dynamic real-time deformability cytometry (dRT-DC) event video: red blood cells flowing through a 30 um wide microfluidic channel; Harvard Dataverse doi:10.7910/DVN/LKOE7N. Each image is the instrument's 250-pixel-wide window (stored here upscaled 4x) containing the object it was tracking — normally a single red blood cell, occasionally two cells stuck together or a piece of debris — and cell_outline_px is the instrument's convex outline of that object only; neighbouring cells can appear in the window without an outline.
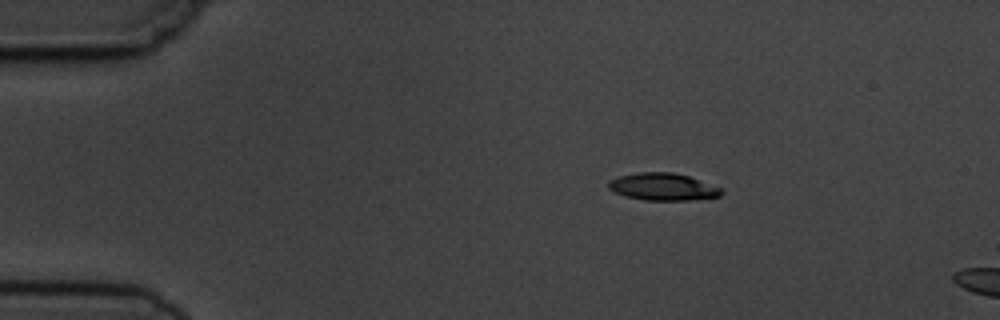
{"species": "common noctule bat (a hibernating species)", "species_latin": "Nyctalus noctula", "temperature_condition": "cold", "stored_images_in_passage": 4, "camera_frame_rate_fps": 3000, "um_per_image_px": 0.085, "animal": {"sex": "male", "body_mass_g": 19.5, "forearm_length_mm": 54.6}, "frame": {"image": 1, "passage_image": 2, "time_ms": 1.333, "image_size_px": [1000, 320], "cell_outline_px": [[724, 192], [720, 196], [692, 200], [644, 200], [624, 196], [612, 192], [608, 188], [608, 180], [620, 176], [636, 172], [672, 172], [688, 176], [724, 188]], "centroid_in_image_um": [56.35, 15.88], "position_along_channel_um": 28.7, "area_um2": 18.21}}